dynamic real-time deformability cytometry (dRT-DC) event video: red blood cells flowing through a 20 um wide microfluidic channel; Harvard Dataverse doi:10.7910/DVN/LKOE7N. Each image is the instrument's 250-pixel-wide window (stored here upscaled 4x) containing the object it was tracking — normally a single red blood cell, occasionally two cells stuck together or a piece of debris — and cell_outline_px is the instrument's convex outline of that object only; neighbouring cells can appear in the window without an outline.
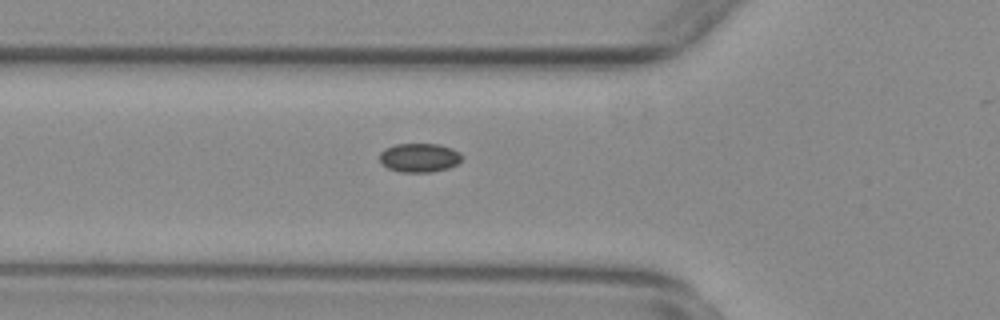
{"species": "common noctule bat (a hibernating species)", "species_latin": "Nyctalus noctula", "temperature_condition": "warm", "stored_images_in_passage": 34, "camera_frame_rate_fps": 3000, "um_per_image_px": 0.085, "animal": {"sex": "female", "body_mass_g": 29.2, "forearm_length_mm": 56.3}, "frame": {"image": 1, "passage_image": 8, "time_ms": 2.333, "image_size_px": [1000, 320], "cell_outline_px": [[464, 156], [456, 164], [448, 168], [432, 172], [400, 172], [388, 168], [380, 164], [380, 152], [384, 148], [396, 144], [440, 144], [452, 148], [460, 152]], "centroid_in_image_um": [35.64, 13.4], "position_along_channel_um": 90.2, "area_um2": 14.05}}
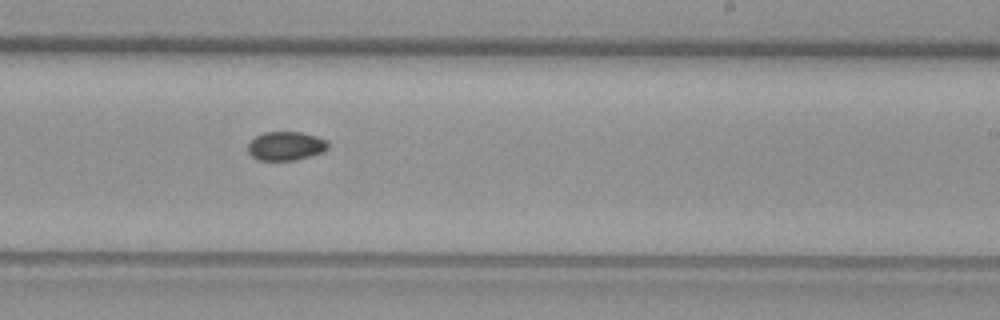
{"frame": {"image": 2, "passage_image": 22, "time_ms": 7.0, "image_size_px": [1000, 320], "cell_outline_px": [[328, 148], [324, 152], [296, 160], [260, 160], [252, 156], [248, 152], [248, 144], [256, 136], [264, 132], [300, 132], [316, 136], [328, 140]], "centroid_in_image_um": [24.32, 12.41], "position_along_channel_um": 264.7, "area_um2": 13.47}}
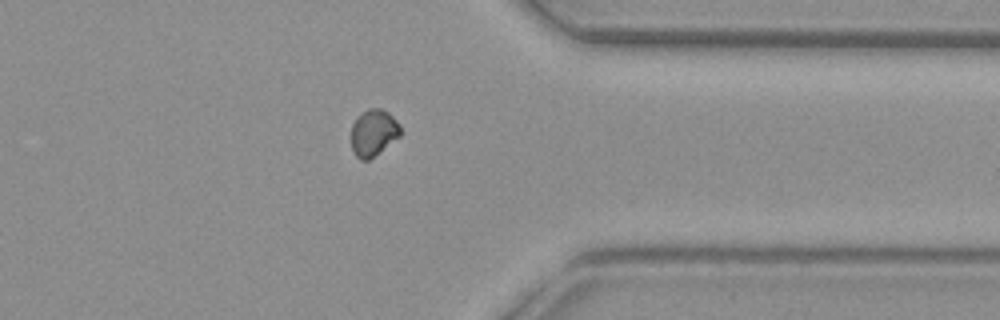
{"frame": {"image": 3, "passage_image": 32, "time_ms": 10.333, "image_size_px": [1000, 320], "cell_outline_px": [[400, 136], [368, 160], [360, 160], [356, 156], [352, 148], [352, 124], [356, 116], [368, 108], [380, 108], [388, 112], [400, 124]], "centroid_in_image_um": [31.73, 11.26], "position_along_channel_um": 379.7, "area_um2": 13.29}}